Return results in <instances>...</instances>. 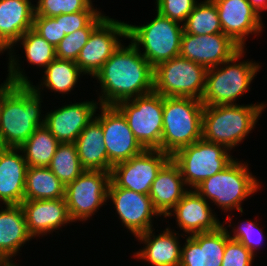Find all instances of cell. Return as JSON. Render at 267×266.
Returning a JSON list of instances; mask_svg holds the SVG:
<instances>
[{"mask_svg":"<svg viewBox=\"0 0 267 266\" xmlns=\"http://www.w3.org/2000/svg\"><path fill=\"white\" fill-rule=\"evenodd\" d=\"M248 2L259 16L262 11L267 10V0H248Z\"/></svg>","mask_w":267,"mask_h":266,"instance_id":"41","label":"cell"},{"mask_svg":"<svg viewBox=\"0 0 267 266\" xmlns=\"http://www.w3.org/2000/svg\"><path fill=\"white\" fill-rule=\"evenodd\" d=\"M171 156L161 150H144L112 166L110 180L117 186L149 195L153 181Z\"/></svg>","mask_w":267,"mask_h":266,"instance_id":"13","label":"cell"},{"mask_svg":"<svg viewBox=\"0 0 267 266\" xmlns=\"http://www.w3.org/2000/svg\"><path fill=\"white\" fill-rule=\"evenodd\" d=\"M225 219L217 230L186 236L181 247L180 266H221L226 242L230 239L225 228Z\"/></svg>","mask_w":267,"mask_h":266,"instance_id":"20","label":"cell"},{"mask_svg":"<svg viewBox=\"0 0 267 266\" xmlns=\"http://www.w3.org/2000/svg\"><path fill=\"white\" fill-rule=\"evenodd\" d=\"M0 104H1V85H0Z\"/></svg>","mask_w":267,"mask_h":266,"instance_id":"42","label":"cell"},{"mask_svg":"<svg viewBox=\"0 0 267 266\" xmlns=\"http://www.w3.org/2000/svg\"><path fill=\"white\" fill-rule=\"evenodd\" d=\"M65 197V186L49 167H28L24 200H47Z\"/></svg>","mask_w":267,"mask_h":266,"instance_id":"29","label":"cell"},{"mask_svg":"<svg viewBox=\"0 0 267 266\" xmlns=\"http://www.w3.org/2000/svg\"><path fill=\"white\" fill-rule=\"evenodd\" d=\"M163 105L164 97L155 91L115 105L125 116L129 128L145 150H160Z\"/></svg>","mask_w":267,"mask_h":266,"instance_id":"9","label":"cell"},{"mask_svg":"<svg viewBox=\"0 0 267 266\" xmlns=\"http://www.w3.org/2000/svg\"><path fill=\"white\" fill-rule=\"evenodd\" d=\"M241 49L224 33L195 35L183 32L180 56L210 69L230 60Z\"/></svg>","mask_w":267,"mask_h":266,"instance_id":"17","label":"cell"},{"mask_svg":"<svg viewBox=\"0 0 267 266\" xmlns=\"http://www.w3.org/2000/svg\"><path fill=\"white\" fill-rule=\"evenodd\" d=\"M81 74L84 73L75 61L56 58L45 68L40 86L36 87L33 83L30 86L39 94L44 90L43 88L51 89L58 94H68L74 90Z\"/></svg>","mask_w":267,"mask_h":266,"instance_id":"28","label":"cell"},{"mask_svg":"<svg viewBox=\"0 0 267 266\" xmlns=\"http://www.w3.org/2000/svg\"><path fill=\"white\" fill-rule=\"evenodd\" d=\"M84 170L109 172V159L100 121L95 117L74 142Z\"/></svg>","mask_w":267,"mask_h":266,"instance_id":"27","label":"cell"},{"mask_svg":"<svg viewBox=\"0 0 267 266\" xmlns=\"http://www.w3.org/2000/svg\"><path fill=\"white\" fill-rule=\"evenodd\" d=\"M34 16L35 5L31 0H0V53L9 51V73L5 80L7 83L14 85L32 83L18 63L17 55H13L12 48L23 34L32 29Z\"/></svg>","mask_w":267,"mask_h":266,"instance_id":"8","label":"cell"},{"mask_svg":"<svg viewBox=\"0 0 267 266\" xmlns=\"http://www.w3.org/2000/svg\"><path fill=\"white\" fill-rule=\"evenodd\" d=\"M79 11H98L92 0H38L35 5V15L55 17L61 14H71Z\"/></svg>","mask_w":267,"mask_h":266,"instance_id":"34","label":"cell"},{"mask_svg":"<svg viewBox=\"0 0 267 266\" xmlns=\"http://www.w3.org/2000/svg\"><path fill=\"white\" fill-rule=\"evenodd\" d=\"M0 209V265L13 266L12 257L20 253V248L32 240L26 226L21 205H4Z\"/></svg>","mask_w":267,"mask_h":266,"instance_id":"24","label":"cell"},{"mask_svg":"<svg viewBox=\"0 0 267 266\" xmlns=\"http://www.w3.org/2000/svg\"><path fill=\"white\" fill-rule=\"evenodd\" d=\"M209 204L195 190L189 189L166 217L174 215L180 230L189 236L214 231L222 226V222L220 223Z\"/></svg>","mask_w":267,"mask_h":266,"instance_id":"21","label":"cell"},{"mask_svg":"<svg viewBox=\"0 0 267 266\" xmlns=\"http://www.w3.org/2000/svg\"><path fill=\"white\" fill-rule=\"evenodd\" d=\"M154 230L153 228L136 236L145 245L133 256L149 262L151 266H180L181 245L178 233L167 227L163 233L161 231V234L155 236Z\"/></svg>","mask_w":267,"mask_h":266,"instance_id":"25","label":"cell"},{"mask_svg":"<svg viewBox=\"0 0 267 266\" xmlns=\"http://www.w3.org/2000/svg\"><path fill=\"white\" fill-rule=\"evenodd\" d=\"M32 29L54 47L65 37L62 34L61 20L53 17L35 15Z\"/></svg>","mask_w":267,"mask_h":266,"instance_id":"39","label":"cell"},{"mask_svg":"<svg viewBox=\"0 0 267 266\" xmlns=\"http://www.w3.org/2000/svg\"><path fill=\"white\" fill-rule=\"evenodd\" d=\"M226 146L203 138L178 150L171 159L179 166L187 187L194 189L202 181L217 174L235 158Z\"/></svg>","mask_w":267,"mask_h":266,"instance_id":"10","label":"cell"},{"mask_svg":"<svg viewBox=\"0 0 267 266\" xmlns=\"http://www.w3.org/2000/svg\"><path fill=\"white\" fill-rule=\"evenodd\" d=\"M42 102L41 94L30 85H14L5 81L1 84V147L19 148L38 127L44 125Z\"/></svg>","mask_w":267,"mask_h":266,"instance_id":"2","label":"cell"},{"mask_svg":"<svg viewBox=\"0 0 267 266\" xmlns=\"http://www.w3.org/2000/svg\"><path fill=\"white\" fill-rule=\"evenodd\" d=\"M185 187L187 185L179 166L170 159L158 172L149 193L153 207L160 216L166 217L189 191Z\"/></svg>","mask_w":267,"mask_h":266,"instance_id":"26","label":"cell"},{"mask_svg":"<svg viewBox=\"0 0 267 266\" xmlns=\"http://www.w3.org/2000/svg\"><path fill=\"white\" fill-rule=\"evenodd\" d=\"M60 142L43 125L19 147L28 167H49Z\"/></svg>","mask_w":267,"mask_h":266,"instance_id":"30","label":"cell"},{"mask_svg":"<svg viewBox=\"0 0 267 266\" xmlns=\"http://www.w3.org/2000/svg\"><path fill=\"white\" fill-rule=\"evenodd\" d=\"M226 220L227 222H230V225L225 227L228 231L229 238L243 244L255 256L256 250L260 249V246H262L261 243H263V238H265L263 237L262 229L259 228L258 224L251 220L243 221L237 227H232L233 235L231 236V232H229L227 228L232 226V217L228 215L226 216Z\"/></svg>","mask_w":267,"mask_h":266,"instance_id":"35","label":"cell"},{"mask_svg":"<svg viewBox=\"0 0 267 266\" xmlns=\"http://www.w3.org/2000/svg\"><path fill=\"white\" fill-rule=\"evenodd\" d=\"M109 183L110 172L85 170L65 186L64 198L72 222L90 219L107 203Z\"/></svg>","mask_w":267,"mask_h":266,"instance_id":"12","label":"cell"},{"mask_svg":"<svg viewBox=\"0 0 267 266\" xmlns=\"http://www.w3.org/2000/svg\"><path fill=\"white\" fill-rule=\"evenodd\" d=\"M266 104L204 106L202 138L234 149L248 136Z\"/></svg>","mask_w":267,"mask_h":266,"instance_id":"3","label":"cell"},{"mask_svg":"<svg viewBox=\"0 0 267 266\" xmlns=\"http://www.w3.org/2000/svg\"><path fill=\"white\" fill-rule=\"evenodd\" d=\"M18 42L23 46L26 60L31 65L45 69L56 59V48L33 29L23 34L16 43Z\"/></svg>","mask_w":267,"mask_h":266,"instance_id":"33","label":"cell"},{"mask_svg":"<svg viewBox=\"0 0 267 266\" xmlns=\"http://www.w3.org/2000/svg\"><path fill=\"white\" fill-rule=\"evenodd\" d=\"M216 7L222 32L242 49L249 34L261 33L264 25L261 16L248 0H212ZM263 27V28H262Z\"/></svg>","mask_w":267,"mask_h":266,"instance_id":"19","label":"cell"},{"mask_svg":"<svg viewBox=\"0 0 267 266\" xmlns=\"http://www.w3.org/2000/svg\"><path fill=\"white\" fill-rule=\"evenodd\" d=\"M245 48L230 60L207 69L205 90L201 98L204 106L230 105L250 91V85L261 66L251 61H239Z\"/></svg>","mask_w":267,"mask_h":266,"instance_id":"5","label":"cell"},{"mask_svg":"<svg viewBox=\"0 0 267 266\" xmlns=\"http://www.w3.org/2000/svg\"><path fill=\"white\" fill-rule=\"evenodd\" d=\"M127 38V23L106 17L90 34L76 64L86 75H94L120 47L119 38Z\"/></svg>","mask_w":267,"mask_h":266,"instance_id":"14","label":"cell"},{"mask_svg":"<svg viewBox=\"0 0 267 266\" xmlns=\"http://www.w3.org/2000/svg\"><path fill=\"white\" fill-rule=\"evenodd\" d=\"M207 69L176 56L154 68V91L163 97H190L201 100Z\"/></svg>","mask_w":267,"mask_h":266,"instance_id":"11","label":"cell"},{"mask_svg":"<svg viewBox=\"0 0 267 266\" xmlns=\"http://www.w3.org/2000/svg\"><path fill=\"white\" fill-rule=\"evenodd\" d=\"M49 169L64 186L73 182L85 170L82 168L74 143H60L52 157Z\"/></svg>","mask_w":267,"mask_h":266,"instance_id":"32","label":"cell"},{"mask_svg":"<svg viewBox=\"0 0 267 266\" xmlns=\"http://www.w3.org/2000/svg\"><path fill=\"white\" fill-rule=\"evenodd\" d=\"M203 109L204 104L195 98L164 97L160 150L173 156L201 139Z\"/></svg>","mask_w":267,"mask_h":266,"instance_id":"4","label":"cell"},{"mask_svg":"<svg viewBox=\"0 0 267 266\" xmlns=\"http://www.w3.org/2000/svg\"><path fill=\"white\" fill-rule=\"evenodd\" d=\"M96 27H84L65 37L55 47L56 58L65 60H77L81 49L86 45L88 38Z\"/></svg>","mask_w":267,"mask_h":266,"instance_id":"37","label":"cell"},{"mask_svg":"<svg viewBox=\"0 0 267 266\" xmlns=\"http://www.w3.org/2000/svg\"><path fill=\"white\" fill-rule=\"evenodd\" d=\"M93 78L101 85L100 105H116L154 91V68L131 42L127 47L121 44Z\"/></svg>","mask_w":267,"mask_h":266,"instance_id":"1","label":"cell"},{"mask_svg":"<svg viewBox=\"0 0 267 266\" xmlns=\"http://www.w3.org/2000/svg\"><path fill=\"white\" fill-rule=\"evenodd\" d=\"M197 3L196 0H156L155 2L156 11L160 15L182 25Z\"/></svg>","mask_w":267,"mask_h":266,"instance_id":"38","label":"cell"},{"mask_svg":"<svg viewBox=\"0 0 267 266\" xmlns=\"http://www.w3.org/2000/svg\"><path fill=\"white\" fill-rule=\"evenodd\" d=\"M255 256L240 242L229 239L226 242L221 266H252Z\"/></svg>","mask_w":267,"mask_h":266,"instance_id":"40","label":"cell"},{"mask_svg":"<svg viewBox=\"0 0 267 266\" xmlns=\"http://www.w3.org/2000/svg\"><path fill=\"white\" fill-rule=\"evenodd\" d=\"M109 198L122 224L134 237L153 229V217L160 216L149 195L117 187L111 180L108 186V201Z\"/></svg>","mask_w":267,"mask_h":266,"instance_id":"16","label":"cell"},{"mask_svg":"<svg viewBox=\"0 0 267 266\" xmlns=\"http://www.w3.org/2000/svg\"><path fill=\"white\" fill-rule=\"evenodd\" d=\"M99 106L101 114L96 113L95 117L102 126L104 144L109 159V172H111L113 165L129 160L145 149L135 138L127 119L115 105Z\"/></svg>","mask_w":267,"mask_h":266,"instance_id":"15","label":"cell"},{"mask_svg":"<svg viewBox=\"0 0 267 266\" xmlns=\"http://www.w3.org/2000/svg\"><path fill=\"white\" fill-rule=\"evenodd\" d=\"M156 13V17L146 25L127 23V39L137 49L143 47L140 53L153 68L180 55L184 32L182 24Z\"/></svg>","mask_w":267,"mask_h":266,"instance_id":"7","label":"cell"},{"mask_svg":"<svg viewBox=\"0 0 267 266\" xmlns=\"http://www.w3.org/2000/svg\"><path fill=\"white\" fill-rule=\"evenodd\" d=\"M234 159L217 174L202 181L194 190L225 212L243 213L242 201L258 191L259 180L249 171L248 163Z\"/></svg>","mask_w":267,"mask_h":266,"instance_id":"6","label":"cell"},{"mask_svg":"<svg viewBox=\"0 0 267 266\" xmlns=\"http://www.w3.org/2000/svg\"><path fill=\"white\" fill-rule=\"evenodd\" d=\"M183 29L185 33L195 35L223 33L215 3L212 0L197 3L183 24Z\"/></svg>","mask_w":267,"mask_h":266,"instance_id":"31","label":"cell"},{"mask_svg":"<svg viewBox=\"0 0 267 266\" xmlns=\"http://www.w3.org/2000/svg\"><path fill=\"white\" fill-rule=\"evenodd\" d=\"M19 148L0 147V201L20 205L24 200L27 163Z\"/></svg>","mask_w":267,"mask_h":266,"instance_id":"23","label":"cell"},{"mask_svg":"<svg viewBox=\"0 0 267 266\" xmlns=\"http://www.w3.org/2000/svg\"><path fill=\"white\" fill-rule=\"evenodd\" d=\"M28 233L33 238L50 234L65 224L72 223L65 198L47 200H23Z\"/></svg>","mask_w":267,"mask_h":266,"instance_id":"22","label":"cell"},{"mask_svg":"<svg viewBox=\"0 0 267 266\" xmlns=\"http://www.w3.org/2000/svg\"><path fill=\"white\" fill-rule=\"evenodd\" d=\"M98 105L93 100L71 102L43 115L44 126L60 143H74L84 128L95 118Z\"/></svg>","mask_w":267,"mask_h":266,"instance_id":"18","label":"cell"},{"mask_svg":"<svg viewBox=\"0 0 267 266\" xmlns=\"http://www.w3.org/2000/svg\"><path fill=\"white\" fill-rule=\"evenodd\" d=\"M106 17L99 11H79L53 18L61 20L62 34L69 35L84 27H97Z\"/></svg>","mask_w":267,"mask_h":266,"instance_id":"36","label":"cell"}]
</instances>
